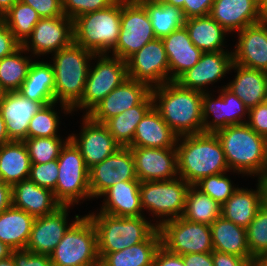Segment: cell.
I'll return each instance as SVG.
<instances>
[{"mask_svg":"<svg viewBox=\"0 0 267 266\" xmlns=\"http://www.w3.org/2000/svg\"><path fill=\"white\" fill-rule=\"evenodd\" d=\"M151 96L153 107L178 137L203 132L202 92L170 81L151 88Z\"/></svg>","mask_w":267,"mask_h":266,"instance_id":"obj_1","label":"cell"},{"mask_svg":"<svg viewBox=\"0 0 267 266\" xmlns=\"http://www.w3.org/2000/svg\"><path fill=\"white\" fill-rule=\"evenodd\" d=\"M176 149L178 175L190 185L204 177L229 172L224 150L215 133L178 137Z\"/></svg>","mask_w":267,"mask_h":266,"instance_id":"obj_2","label":"cell"},{"mask_svg":"<svg viewBox=\"0 0 267 266\" xmlns=\"http://www.w3.org/2000/svg\"><path fill=\"white\" fill-rule=\"evenodd\" d=\"M53 55L55 102L59 101L64 113L69 114L83 96L91 65L89 61L96 60L97 54L73 42Z\"/></svg>","mask_w":267,"mask_h":266,"instance_id":"obj_3","label":"cell"},{"mask_svg":"<svg viewBox=\"0 0 267 266\" xmlns=\"http://www.w3.org/2000/svg\"><path fill=\"white\" fill-rule=\"evenodd\" d=\"M224 150L229 170L235 173L262 175L266 160L267 139L246 123L230 125L215 132Z\"/></svg>","mask_w":267,"mask_h":266,"instance_id":"obj_4","label":"cell"},{"mask_svg":"<svg viewBox=\"0 0 267 266\" xmlns=\"http://www.w3.org/2000/svg\"><path fill=\"white\" fill-rule=\"evenodd\" d=\"M97 233V250L101 260L107 253L122 251L147 240L158 226L144 216L118 217L103 212L87 215Z\"/></svg>","mask_w":267,"mask_h":266,"instance_id":"obj_5","label":"cell"},{"mask_svg":"<svg viewBox=\"0 0 267 266\" xmlns=\"http://www.w3.org/2000/svg\"><path fill=\"white\" fill-rule=\"evenodd\" d=\"M120 27L121 0H117L106 9L75 18L73 20L74 43L95 54L111 53L118 42Z\"/></svg>","mask_w":267,"mask_h":266,"instance_id":"obj_6","label":"cell"},{"mask_svg":"<svg viewBox=\"0 0 267 266\" xmlns=\"http://www.w3.org/2000/svg\"><path fill=\"white\" fill-rule=\"evenodd\" d=\"M49 256L52 266H100L97 233L91 219L80 217Z\"/></svg>","mask_w":267,"mask_h":266,"instance_id":"obj_7","label":"cell"},{"mask_svg":"<svg viewBox=\"0 0 267 266\" xmlns=\"http://www.w3.org/2000/svg\"><path fill=\"white\" fill-rule=\"evenodd\" d=\"M58 180L53 190L56 201L61 206H74L80 200L92 198L89 186V169L79 148L69 139L57 159Z\"/></svg>","mask_w":267,"mask_h":266,"instance_id":"obj_8","label":"cell"},{"mask_svg":"<svg viewBox=\"0 0 267 266\" xmlns=\"http://www.w3.org/2000/svg\"><path fill=\"white\" fill-rule=\"evenodd\" d=\"M190 186L179 176L171 180L140 182L142 209H147L151 214L160 218L155 223L157 226L167 220L182 217Z\"/></svg>","mask_w":267,"mask_h":266,"instance_id":"obj_9","label":"cell"},{"mask_svg":"<svg viewBox=\"0 0 267 266\" xmlns=\"http://www.w3.org/2000/svg\"><path fill=\"white\" fill-rule=\"evenodd\" d=\"M97 57L96 65L89 67L83 96L72 108V111L77 108L86 109L83 115H87L112 90L128 78L125 60L111 57L108 54H97Z\"/></svg>","mask_w":267,"mask_h":266,"instance_id":"obj_10","label":"cell"},{"mask_svg":"<svg viewBox=\"0 0 267 266\" xmlns=\"http://www.w3.org/2000/svg\"><path fill=\"white\" fill-rule=\"evenodd\" d=\"M155 38L145 7L138 0H121V27L112 55L126 61Z\"/></svg>","mask_w":267,"mask_h":266,"instance_id":"obj_11","label":"cell"},{"mask_svg":"<svg viewBox=\"0 0 267 266\" xmlns=\"http://www.w3.org/2000/svg\"><path fill=\"white\" fill-rule=\"evenodd\" d=\"M158 229L161 235V246L171 253L184 255L213 251L209 225L179 217L161 223Z\"/></svg>","mask_w":267,"mask_h":266,"instance_id":"obj_12","label":"cell"},{"mask_svg":"<svg viewBox=\"0 0 267 266\" xmlns=\"http://www.w3.org/2000/svg\"><path fill=\"white\" fill-rule=\"evenodd\" d=\"M128 78L150 88L170 82L169 63L162 39L155 38L127 60Z\"/></svg>","mask_w":267,"mask_h":266,"instance_id":"obj_13","label":"cell"},{"mask_svg":"<svg viewBox=\"0 0 267 266\" xmlns=\"http://www.w3.org/2000/svg\"><path fill=\"white\" fill-rule=\"evenodd\" d=\"M74 42L73 20L65 15L53 18H41L33 32L21 45L26 52L40 56L56 53ZM32 49V50H31Z\"/></svg>","mask_w":267,"mask_h":266,"instance_id":"obj_14","label":"cell"},{"mask_svg":"<svg viewBox=\"0 0 267 266\" xmlns=\"http://www.w3.org/2000/svg\"><path fill=\"white\" fill-rule=\"evenodd\" d=\"M138 180L135 161L129 147H120L114 154L89 169L91 197L99 196L112 185Z\"/></svg>","mask_w":267,"mask_h":266,"instance_id":"obj_15","label":"cell"},{"mask_svg":"<svg viewBox=\"0 0 267 266\" xmlns=\"http://www.w3.org/2000/svg\"><path fill=\"white\" fill-rule=\"evenodd\" d=\"M68 208L60 206L53 213L36 217L30 232L26 250L33 254L50 255L69 228L80 218L67 224Z\"/></svg>","mask_w":267,"mask_h":266,"instance_id":"obj_16","label":"cell"},{"mask_svg":"<svg viewBox=\"0 0 267 266\" xmlns=\"http://www.w3.org/2000/svg\"><path fill=\"white\" fill-rule=\"evenodd\" d=\"M135 161V171L140 182L164 181L178 176L176 148L129 147Z\"/></svg>","mask_w":267,"mask_h":266,"instance_id":"obj_17","label":"cell"},{"mask_svg":"<svg viewBox=\"0 0 267 266\" xmlns=\"http://www.w3.org/2000/svg\"><path fill=\"white\" fill-rule=\"evenodd\" d=\"M82 122V132L79 133V136L76 134L69 136L79 148L85 165L90 169L114 154L121 146L104 124L92 121L87 115L83 116Z\"/></svg>","mask_w":267,"mask_h":266,"instance_id":"obj_18","label":"cell"},{"mask_svg":"<svg viewBox=\"0 0 267 266\" xmlns=\"http://www.w3.org/2000/svg\"><path fill=\"white\" fill-rule=\"evenodd\" d=\"M150 93L151 88L147 84L127 78L96 105L87 116L92 121L104 124L108 119L140 104Z\"/></svg>","mask_w":267,"mask_h":266,"instance_id":"obj_19","label":"cell"},{"mask_svg":"<svg viewBox=\"0 0 267 266\" xmlns=\"http://www.w3.org/2000/svg\"><path fill=\"white\" fill-rule=\"evenodd\" d=\"M233 53L228 51L202 53L199 62L184 72L176 82L183 88L204 93L205 85L217 82L231 70ZM205 87V88H203Z\"/></svg>","mask_w":267,"mask_h":266,"instance_id":"obj_20","label":"cell"},{"mask_svg":"<svg viewBox=\"0 0 267 266\" xmlns=\"http://www.w3.org/2000/svg\"><path fill=\"white\" fill-rule=\"evenodd\" d=\"M233 63L267 72V20L238 31Z\"/></svg>","mask_w":267,"mask_h":266,"instance_id":"obj_21","label":"cell"},{"mask_svg":"<svg viewBox=\"0 0 267 266\" xmlns=\"http://www.w3.org/2000/svg\"><path fill=\"white\" fill-rule=\"evenodd\" d=\"M43 105L23 97L19 92H7L0 104L10 141H24L30 120Z\"/></svg>","mask_w":267,"mask_h":266,"instance_id":"obj_22","label":"cell"},{"mask_svg":"<svg viewBox=\"0 0 267 266\" xmlns=\"http://www.w3.org/2000/svg\"><path fill=\"white\" fill-rule=\"evenodd\" d=\"M209 15L229 33L262 21L259 0H214Z\"/></svg>","mask_w":267,"mask_h":266,"instance_id":"obj_23","label":"cell"},{"mask_svg":"<svg viewBox=\"0 0 267 266\" xmlns=\"http://www.w3.org/2000/svg\"><path fill=\"white\" fill-rule=\"evenodd\" d=\"M162 42L169 63L170 81H176L197 64L203 53L193 44L185 26L164 37Z\"/></svg>","mask_w":267,"mask_h":266,"instance_id":"obj_24","label":"cell"},{"mask_svg":"<svg viewBox=\"0 0 267 266\" xmlns=\"http://www.w3.org/2000/svg\"><path fill=\"white\" fill-rule=\"evenodd\" d=\"M139 187V180L122 181L112 185L100 195V198L105 196L100 212L118 217L144 216Z\"/></svg>","mask_w":267,"mask_h":266,"instance_id":"obj_25","label":"cell"},{"mask_svg":"<svg viewBox=\"0 0 267 266\" xmlns=\"http://www.w3.org/2000/svg\"><path fill=\"white\" fill-rule=\"evenodd\" d=\"M11 198L12 206L35 218L51 214L61 206L51 189L38 186L29 179L12 185Z\"/></svg>","mask_w":267,"mask_h":266,"instance_id":"obj_26","label":"cell"},{"mask_svg":"<svg viewBox=\"0 0 267 266\" xmlns=\"http://www.w3.org/2000/svg\"><path fill=\"white\" fill-rule=\"evenodd\" d=\"M178 136L152 107L138 123L128 147L176 148Z\"/></svg>","mask_w":267,"mask_h":266,"instance_id":"obj_27","label":"cell"},{"mask_svg":"<svg viewBox=\"0 0 267 266\" xmlns=\"http://www.w3.org/2000/svg\"><path fill=\"white\" fill-rule=\"evenodd\" d=\"M257 184L254 191L238 187L222 205L221 216L246 229L264 204L263 185L260 180Z\"/></svg>","mask_w":267,"mask_h":266,"instance_id":"obj_28","label":"cell"},{"mask_svg":"<svg viewBox=\"0 0 267 266\" xmlns=\"http://www.w3.org/2000/svg\"><path fill=\"white\" fill-rule=\"evenodd\" d=\"M237 72L234 80L227 84L232 91L248 109L264 103L267 92V72L256 70L245 66L232 64L231 70Z\"/></svg>","mask_w":267,"mask_h":266,"instance_id":"obj_29","label":"cell"},{"mask_svg":"<svg viewBox=\"0 0 267 266\" xmlns=\"http://www.w3.org/2000/svg\"><path fill=\"white\" fill-rule=\"evenodd\" d=\"M55 77L52 64L32 62L28 74L17 91L29 100L40 102L43 106L55 102Z\"/></svg>","mask_w":267,"mask_h":266,"instance_id":"obj_30","label":"cell"},{"mask_svg":"<svg viewBox=\"0 0 267 266\" xmlns=\"http://www.w3.org/2000/svg\"><path fill=\"white\" fill-rule=\"evenodd\" d=\"M35 217L10 206L0 213V241L12 250L27 247Z\"/></svg>","mask_w":267,"mask_h":266,"instance_id":"obj_31","label":"cell"},{"mask_svg":"<svg viewBox=\"0 0 267 266\" xmlns=\"http://www.w3.org/2000/svg\"><path fill=\"white\" fill-rule=\"evenodd\" d=\"M31 160L24 141H10L0 146V179L9 185L28 179Z\"/></svg>","mask_w":267,"mask_h":266,"instance_id":"obj_32","label":"cell"},{"mask_svg":"<svg viewBox=\"0 0 267 266\" xmlns=\"http://www.w3.org/2000/svg\"><path fill=\"white\" fill-rule=\"evenodd\" d=\"M213 250L234 254L241 258L254 259L247 246L246 229L218 217L211 225Z\"/></svg>","mask_w":267,"mask_h":266,"instance_id":"obj_33","label":"cell"},{"mask_svg":"<svg viewBox=\"0 0 267 266\" xmlns=\"http://www.w3.org/2000/svg\"><path fill=\"white\" fill-rule=\"evenodd\" d=\"M160 246L161 235L157 229L141 243L122 251L107 253L100 260V266H153L155 254Z\"/></svg>","mask_w":267,"mask_h":266,"instance_id":"obj_34","label":"cell"},{"mask_svg":"<svg viewBox=\"0 0 267 266\" xmlns=\"http://www.w3.org/2000/svg\"><path fill=\"white\" fill-rule=\"evenodd\" d=\"M185 28L193 44L203 53L224 51V39L227 32L210 15L188 18Z\"/></svg>","mask_w":267,"mask_h":266,"instance_id":"obj_35","label":"cell"},{"mask_svg":"<svg viewBox=\"0 0 267 266\" xmlns=\"http://www.w3.org/2000/svg\"><path fill=\"white\" fill-rule=\"evenodd\" d=\"M152 107L150 93L140 104L108 119L104 125L121 147H128L132 143L138 123Z\"/></svg>","mask_w":267,"mask_h":266,"instance_id":"obj_36","label":"cell"},{"mask_svg":"<svg viewBox=\"0 0 267 266\" xmlns=\"http://www.w3.org/2000/svg\"><path fill=\"white\" fill-rule=\"evenodd\" d=\"M148 12L155 37L163 39L185 24L182 9L157 0H138Z\"/></svg>","mask_w":267,"mask_h":266,"instance_id":"obj_37","label":"cell"},{"mask_svg":"<svg viewBox=\"0 0 267 266\" xmlns=\"http://www.w3.org/2000/svg\"><path fill=\"white\" fill-rule=\"evenodd\" d=\"M222 206L194 185L188 189L182 217L191 222L211 225L221 216Z\"/></svg>","mask_w":267,"mask_h":266,"instance_id":"obj_38","label":"cell"},{"mask_svg":"<svg viewBox=\"0 0 267 266\" xmlns=\"http://www.w3.org/2000/svg\"><path fill=\"white\" fill-rule=\"evenodd\" d=\"M0 19L22 45L31 35L41 17L35 9L19 0Z\"/></svg>","mask_w":267,"mask_h":266,"instance_id":"obj_39","label":"cell"},{"mask_svg":"<svg viewBox=\"0 0 267 266\" xmlns=\"http://www.w3.org/2000/svg\"><path fill=\"white\" fill-rule=\"evenodd\" d=\"M25 51L21 46L13 54L0 60V84L7 92L18 91L27 77L33 61L23 55Z\"/></svg>","mask_w":267,"mask_h":266,"instance_id":"obj_40","label":"cell"},{"mask_svg":"<svg viewBox=\"0 0 267 266\" xmlns=\"http://www.w3.org/2000/svg\"><path fill=\"white\" fill-rule=\"evenodd\" d=\"M70 139L63 142L60 135L55 137L26 138L24 143L28 149L31 164H42L57 160L62 147Z\"/></svg>","mask_w":267,"mask_h":266,"instance_id":"obj_41","label":"cell"},{"mask_svg":"<svg viewBox=\"0 0 267 266\" xmlns=\"http://www.w3.org/2000/svg\"><path fill=\"white\" fill-rule=\"evenodd\" d=\"M247 246L255 258L267 254V205L264 203L246 228Z\"/></svg>","mask_w":267,"mask_h":266,"instance_id":"obj_42","label":"cell"},{"mask_svg":"<svg viewBox=\"0 0 267 266\" xmlns=\"http://www.w3.org/2000/svg\"><path fill=\"white\" fill-rule=\"evenodd\" d=\"M56 102L42 106L30 120L27 138L55 137L59 128L58 113L53 110Z\"/></svg>","mask_w":267,"mask_h":266,"instance_id":"obj_43","label":"cell"},{"mask_svg":"<svg viewBox=\"0 0 267 266\" xmlns=\"http://www.w3.org/2000/svg\"><path fill=\"white\" fill-rule=\"evenodd\" d=\"M211 114L213 119L209 121ZM202 119L203 132L205 133H215L220 129L226 128L225 101L220 95L215 100L213 97L211 98V94L208 91L203 93Z\"/></svg>","mask_w":267,"mask_h":266,"instance_id":"obj_44","label":"cell"},{"mask_svg":"<svg viewBox=\"0 0 267 266\" xmlns=\"http://www.w3.org/2000/svg\"><path fill=\"white\" fill-rule=\"evenodd\" d=\"M225 172L210 175L200 179L194 186L202 193L207 194L221 206L238 189L231 183L230 178L225 176Z\"/></svg>","mask_w":267,"mask_h":266,"instance_id":"obj_45","label":"cell"},{"mask_svg":"<svg viewBox=\"0 0 267 266\" xmlns=\"http://www.w3.org/2000/svg\"><path fill=\"white\" fill-rule=\"evenodd\" d=\"M220 90L219 95L225 101L226 127L247 123L244 116L246 117L249 113V109L245 104L232 91H230L226 85ZM241 118H244V120Z\"/></svg>","mask_w":267,"mask_h":266,"instance_id":"obj_46","label":"cell"},{"mask_svg":"<svg viewBox=\"0 0 267 266\" xmlns=\"http://www.w3.org/2000/svg\"><path fill=\"white\" fill-rule=\"evenodd\" d=\"M63 12L67 18L74 20L82 14L103 10L113 5L117 0H62Z\"/></svg>","mask_w":267,"mask_h":266,"instance_id":"obj_47","label":"cell"},{"mask_svg":"<svg viewBox=\"0 0 267 266\" xmlns=\"http://www.w3.org/2000/svg\"><path fill=\"white\" fill-rule=\"evenodd\" d=\"M58 163L52 160L42 164H31L28 179L36 183L38 186L51 189L56 187L58 180Z\"/></svg>","mask_w":267,"mask_h":266,"instance_id":"obj_48","label":"cell"},{"mask_svg":"<svg viewBox=\"0 0 267 266\" xmlns=\"http://www.w3.org/2000/svg\"><path fill=\"white\" fill-rule=\"evenodd\" d=\"M35 9L41 18H53L63 16L62 0H21Z\"/></svg>","mask_w":267,"mask_h":266,"instance_id":"obj_49","label":"cell"},{"mask_svg":"<svg viewBox=\"0 0 267 266\" xmlns=\"http://www.w3.org/2000/svg\"><path fill=\"white\" fill-rule=\"evenodd\" d=\"M248 118L246 124L267 139V105L261 103L249 109Z\"/></svg>","mask_w":267,"mask_h":266,"instance_id":"obj_50","label":"cell"},{"mask_svg":"<svg viewBox=\"0 0 267 266\" xmlns=\"http://www.w3.org/2000/svg\"><path fill=\"white\" fill-rule=\"evenodd\" d=\"M11 255L16 266H52L49 255L33 254L26 249L12 250Z\"/></svg>","mask_w":267,"mask_h":266,"instance_id":"obj_51","label":"cell"},{"mask_svg":"<svg viewBox=\"0 0 267 266\" xmlns=\"http://www.w3.org/2000/svg\"><path fill=\"white\" fill-rule=\"evenodd\" d=\"M21 44L13 36L7 25L0 19V60L13 54Z\"/></svg>","mask_w":267,"mask_h":266,"instance_id":"obj_52","label":"cell"},{"mask_svg":"<svg viewBox=\"0 0 267 266\" xmlns=\"http://www.w3.org/2000/svg\"><path fill=\"white\" fill-rule=\"evenodd\" d=\"M214 0H187L182 9L185 19L210 14Z\"/></svg>","mask_w":267,"mask_h":266,"instance_id":"obj_53","label":"cell"},{"mask_svg":"<svg viewBox=\"0 0 267 266\" xmlns=\"http://www.w3.org/2000/svg\"><path fill=\"white\" fill-rule=\"evenodd\" d=\"M213 266H253V259L241 258L234 254L212 251Z\"/></svg>","mask_w":267,"mask_h":266,"instance_id":"obj_54","label":"cell"},{"mask_svg":"<svg viewBox=\"0 0 267 266\" xmlns=\"http://www.w3.org/2000/svg\"><path fill=\"white\" fill-rule=\"evenodd\" d=\"M153 266H186L183 262L182 255L174 254L160 246L157 250Z\"/></svg>","mask_w":267,"mask_h":266,"instance_id":"obj_55","label":"cell"},{"mask_svg":"<svg viewBox=\"0 0 267 266\" xmlns=\"http://www.w3.org/2000/svg\"><path fill=\"white\" fill-rule=\"evenodd\" d=\"M186 266H213L212 253H191L182 255Z\"/></svg>","mask_w":267,"mask_h":266,"instance_id":"obj_56","label":"cell"},{"mask_svg":"<svg viewBox=\"0 0 267 266\" xmlns=\"http://www.w3.org/2000/svg\"><path fill=\"white\" fill-rule=\"evenodd\" d=\"M12 186L0 181V213L12 205Z\"/></svg>","mask_w":267,"mask_h":266,"instance_id":"obj_57","label":"cell"},{"mask_svg":"<svg viewBox=\"0 0 267 266\" xmlns=\"http://www.w3.org/2000/svg\"><path fill=\"white\" fill-rule=\"evenodd\" d=\"M7 142H10V140L6 130L5 120L2 118L0 113V146Z\"/></svg>","mask_w":267,"mask_h":266,"instance_id":"obj_58","label":"cell"},{"mask_svg":"<svg viewBox=\"0 0 267 266\" xmlns=\"http://www.w3.org/2000/svg\"><path fill=\"white\" fill-rule=\"evenodd\" d=\"M19 0H0V18Z\"/></svg>","mask_w":267,"mask_h":266,"instance_id":"obj_59","label":"cell"},{"mask_svg":"<svg viewBox=\"0 0 267 266\" xmlns=\"http://www.w3.org/2000/svg\"><path fill=\"white\" fill-rule=\"evenodd\" d=\"M12 249H10L6 244L0 241V260L6 259L11 256Z\"/></svg>","mask_w":267,"mask_h":266,"instance_id":"obj_60","label":"cell"},{"mask_svg":"<svg viewBox=\"0 0 267 266\" xmlns=\"http://www.w3.org/2000/svg\"><path fill=\"white\" fill-rule=\"evenodd\" d=\"M259 13L262 20H267V0H259Z\"/></svg>","mask_w":267,"mask_h":266,"instance_id":"obj_61","label":"cell"},{"mask_svg":"<svg viewBox=\"0 0 267 266\" xmlns=\"http://www.w3.org/2000/svg\"><path fill=\"white\" fill-rule=\"evenodd\" d=\"M157 1H160V2L166 3V4H170V5H173L175 7L183 9L184 2L187 0H157Z\"/></svg>","mask_w":267,"mask_h":266,"instance_id":"obj_62","label":"cell"},{"mask_svg":"<svg viewBox=\"0 0 267 266\" xmlns=\"http://www.w3.org/2000/svg\"><path fill=\"white\" fill-rule=\"evenodd\" d=\"M253 266H267V258L265 256H258L253 259Z\"/></svg>","mask_w":267,"mask_h":266,"instance_id":"obj_63","label":"cell"},{"mask_svg":"<svg viewBox=\"0 0 267 266\" xmlns=\"http://www.w3.org/2000/svg\"><path fill=\"white\" fill-rule=\"evenodd\" d=\"M0 266H16L12 255L6 259L0 260Z\"/></svg>","mask_w":267,"mask_h":266,"instance_id":"obj_64","label":"cell"},{"mask_svg":"<svg viewBox=\"0 0 267 266\" xmlns=\"http://www.w3.org/2000/svg\"><path fill=\"white\" fill-rule=\"evenodd\" d=\"M261 181L264 189V203L267 205V179H258Z\"/></svg>","mask_w":267,"mask_h":266,"instance_id":"obj_65","label":"cell"},{"mask_svg":"<svg viewBox=\"0 0 267 266\" xmlns=\"http://www.w3.org/2000/svg\"><path fill=\"white\" fill-rule=\"evenodd\" d=\"M258 179H267V145H266V160L262 175Z\"/></svg>","mask_w":267,"mask_h":266,"instance_id":"obj_66","label":"cell"},{"mask_svg":"<svg viewBox=\"0 0 267 266\" xmlns=\"http://www.w3.org/2000/svg\"><path fill=\"white\" fill-rule=\"evenodd\" d=\"M6 93H7V91L0 84V104L4 100V97H5Z\"/></svg>","mask_w":267,"mask_h":266,"instance_id":"obj_67","label":"cell"},{"mask_svg":"<svg viewBox=\"0 0 267 266\" xmlns=\"http://www.w3.org/2000/svg\"><path fill=\"white\" fill-rule=\"evenodd\" d=\"M264 103L267 105V92H266V95H265Z\"/></svg>","mask_w":267,"mask_h":266,"instance_id":"obj_68","label":"cell"}]
</instances>
